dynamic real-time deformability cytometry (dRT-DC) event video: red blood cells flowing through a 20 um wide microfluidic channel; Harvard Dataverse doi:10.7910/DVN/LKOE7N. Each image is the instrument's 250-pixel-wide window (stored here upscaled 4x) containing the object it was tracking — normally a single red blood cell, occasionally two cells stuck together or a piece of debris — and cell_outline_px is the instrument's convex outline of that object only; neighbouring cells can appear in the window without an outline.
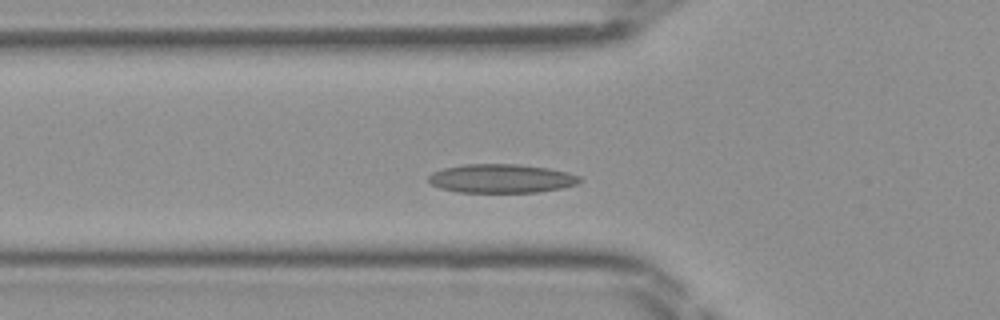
{"species": "Egyptian fruit bat (a non-hibernating species)", "species_latin": "Rousettus aegyptiacus", "temperature_condition": "room temperature", "stored_images_in_passage": 41, "segment_of_instrument_passage": [1, 2], "camera_frame_rate_fps": 3000, "um_per_image_px": 0.085, "frame": {"image": 1, "passage_image": 9, "time_ms": 2.667, "image_size_px": [1000, 320], "cell_outline_px": [[580, 180], [576, 184], [560, 188], [536, 192], [456, 192], [440, 188], [432, 184], [428, 180], [428, 176], [432, 172], [444, 168], [464, 164], [520, 164], [548, 168], [568, 172], [580, 176]], "centroid_in_image_um": [42.59, 15.16], "position_along_channel_um": 83.2, "area_um2": 25.32}}
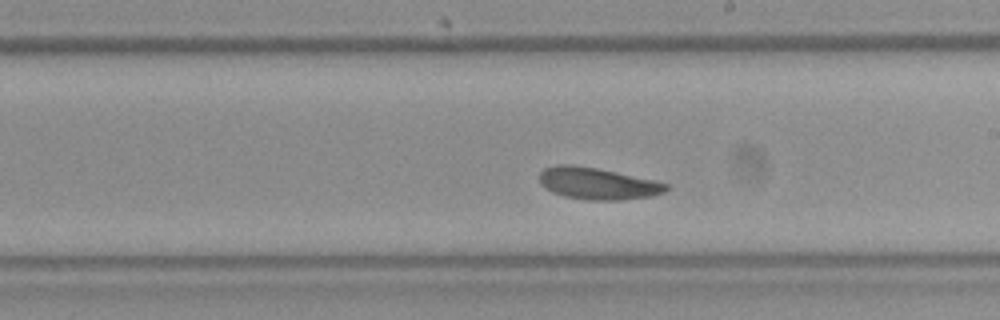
{"frame": {"image": 2, "passage_image": 20, "time_ms": 6.333, "image_size_px": [1000, 320], "cell_outline_px": [[668, 188], [664, 192], [652, 196], [620, 200], [588, 200], [564, 196], [552, 192], [544, 188], [540, 184], [540, 172], [544, 168], [556, 164], [572, 164], [596, 168], [616, 172], [652, 180], [668, 184]], "centroid_in_image_um": [50.74, 15.6], "position_along_channel_um": 238.3, "area_um2": 23.41}}
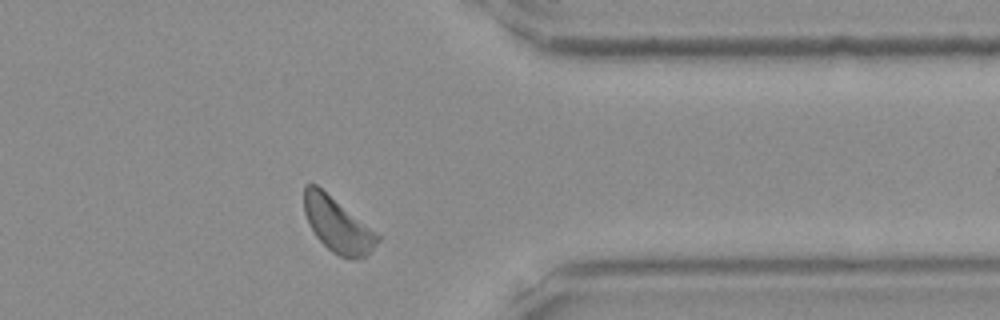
{"frame": {"image": 3, "passage_image": 31, "time_ms": 10.0, "image_size_px": [1000, 320], "cell_outline_px": [[380, 240], [364, 256], [352, 260], [340, 256], [332, 252], [316, 236], [304, 212], [304, 184], [316, 184], [376, 232], [380, 236]], "centroid_in_image_um": [28.68, 19.11], "position_along_channel_um": 382.7, "area_um2": 22.83}}